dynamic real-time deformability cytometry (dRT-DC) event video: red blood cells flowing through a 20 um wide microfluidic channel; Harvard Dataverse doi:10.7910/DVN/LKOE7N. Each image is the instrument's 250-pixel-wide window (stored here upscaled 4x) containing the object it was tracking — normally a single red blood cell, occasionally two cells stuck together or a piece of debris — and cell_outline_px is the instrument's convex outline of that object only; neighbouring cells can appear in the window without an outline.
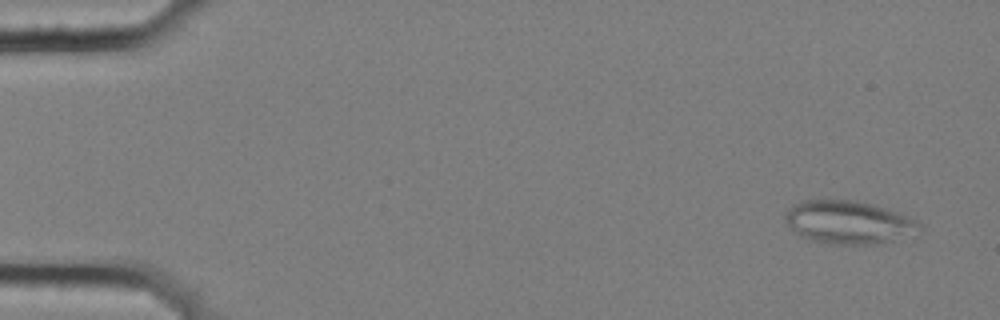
{"species": "common noctule bat (a hibernating species)", "species_latin": "Nyctalus noctula", "temperature_condition": "cold", "stored_images_in_passage": 5, "camera_frame_rate_fps": 3000, "um_per_image_px": 0.085, "animal": {"sex": "female", "body_mass_g": 25.1}, "frame": {"image": 1, "passage_image": 2, "time_ms": 0.333, "image_size_px": [1000, 320], "cell_outline_px": [[920, 228], [892, 240], [876, 244], [832, 244], [808, 240], [800, 236], [784, 220], [784, 212], [792, 204], [800, 200], [856, 200], [872, 204], [896, 212], [916, 220], [920, 224]], "centroid_in_image_um": [72.0, 18.88], "position_along_channel_um": 13.0, "area_um2": 33.29}}
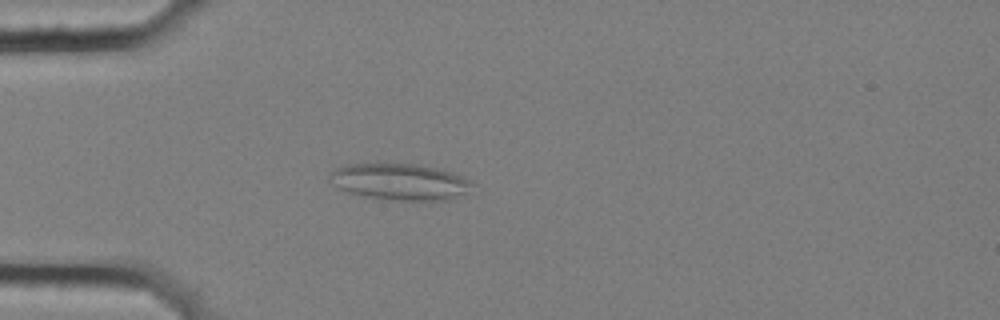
{"frame": {"image": 2, "passage_image": 5, "time_ms": 1.333, "image_size_px": [1000, 320], "cell_outline_px": [[476, 184], [468, 192], [448, 200], [388, 200], [364, 196], [348, 192], [340, 188], [328, 180], [328, 176], [336, 168], [344, 164], [416, 164], [448, 172], [460, 176]], "centroid_in_image_um": [33.96, 15.46], "position_along_channel_um": 51.0, "area_um2": 30.0}}